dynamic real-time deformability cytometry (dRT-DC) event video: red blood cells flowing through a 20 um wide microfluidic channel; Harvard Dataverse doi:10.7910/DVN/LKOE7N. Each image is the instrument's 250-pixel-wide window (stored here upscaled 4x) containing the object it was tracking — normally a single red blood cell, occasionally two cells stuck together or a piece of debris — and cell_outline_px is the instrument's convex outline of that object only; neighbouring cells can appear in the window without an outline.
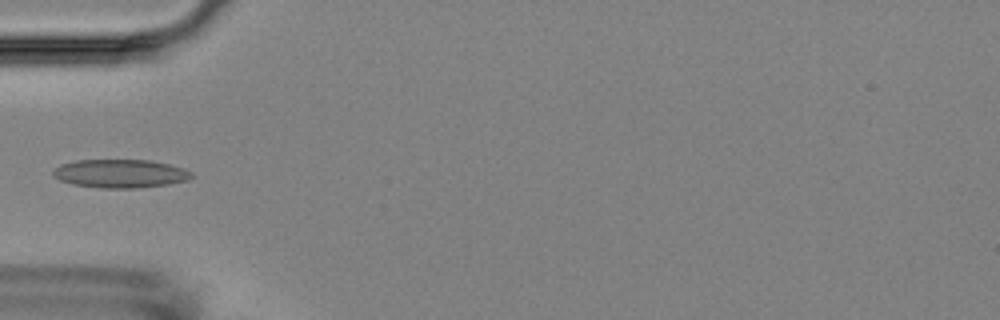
{"species": "Egyptian fruit bat (a non-hibernating species)", "species_latin": "Rousettus aegyptiacus", "temperature_condition": "room temperature", "stored_images_in_passage": 5, "camera_frame_rate_fps": 3000, "um_per_image_px": 0.085, "animal": {"sex": "female"}, "frame": {"image": 1, "passage_image": 2, "time_ms": 1.333, "image_size_px": [1000, 320], "cell_outline_px": [[196, 176], [188, 180], [168, 184], [136, 188], [104, 188], [72, 184], [60, 180], [52, 176], [52, 172], [60, 164], [76, 160], [148, 160], [168, 164], [184, 168], [192, 172]], "centroid_in_image_um": [10.24, 14.75], "position_along_channel_um": 74.8, "area_um2": 23.0}}
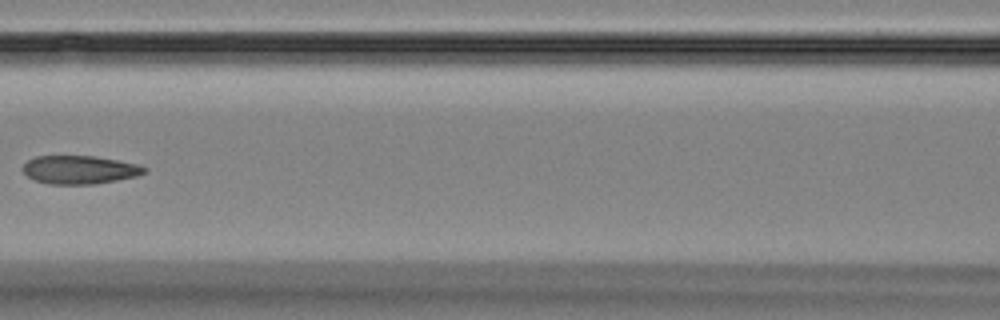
{"frame": {"image": 2, "passage_image": 4, "time_ms": 3.667, "image_size_px": [1000, 320], "cell_outline_px": [[148, 172], [136, 176], [96, 184], [48, 184], [36, 180], [28, 176], [24, 172], [24, 164], [28, 160], [36, 156], [92, 156], [116, 160], [136, 164], [148, 168]], "centroid_in_image_um": [6.79, 14.43], "position_along_channel_um": 159.8, "area_um2": 19.88}}
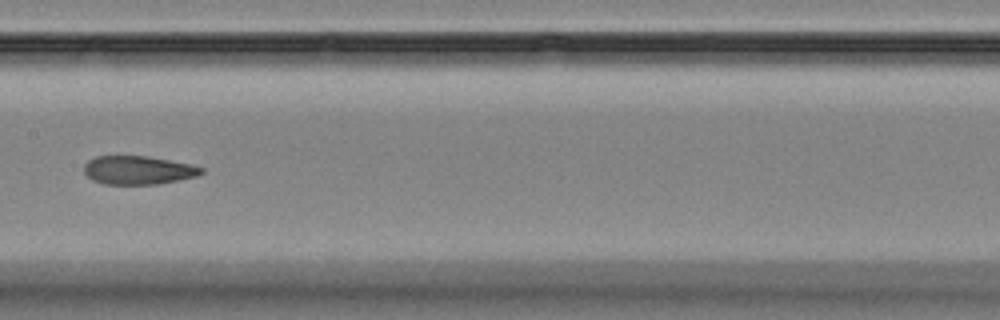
{"frame": {"image": 3, "passage_image": 5, "time_ms": 4.667, "image_size_px": [1000, 320], "cell_outline_px": [[204, 172], [196, 176], [180, 180], [160, 184], [104, 184], [92, 180], [84, 172], [84, 164], [88, 160], [96, 156], [148, 156], [192, 164], [204, 168]], "centroid_in_image_um": [11.76, 14.46], "position_along_channel_um": 195.6, "area_um2": 19.65}}